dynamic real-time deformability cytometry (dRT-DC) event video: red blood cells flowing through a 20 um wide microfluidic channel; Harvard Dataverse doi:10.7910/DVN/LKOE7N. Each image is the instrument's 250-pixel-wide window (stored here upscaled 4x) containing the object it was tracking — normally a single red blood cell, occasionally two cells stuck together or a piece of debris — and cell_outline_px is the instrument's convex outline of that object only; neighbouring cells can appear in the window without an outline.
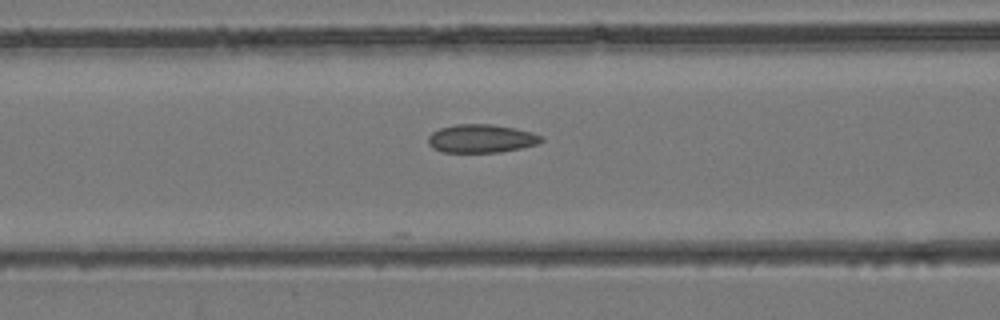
{"species": "common noctule bat (a hibernating species)", "species_latin": "Nyctalus noctula", "temperature_condition": "room temperature", "stored_images_in_passage": 23, "camera_frame_rate_fps": 3000, "um_per_image_px": 0.085, "animal": {"sex": "female", "body_mass_g": 24.6, "forearm_length_mm": 56.2}, "frame": {"image": 1, "passage_image": 18, "time_ms": 5.667, "image_size_px": [1000, 320], "cell_outline_px": [[544, 140], [536, 144], [520, 148], [500, 152], [440, 152], [432, 148], [428, 144], [428, 136], [432, 132], [440, 128], [456, 124], [492, 124], [516, 128], [532, 132], [540, 136]], "centroid_in_image_um": [40.87, 11.77], "position_along_channel_um": 125.7, "area_um2": 18.73}}
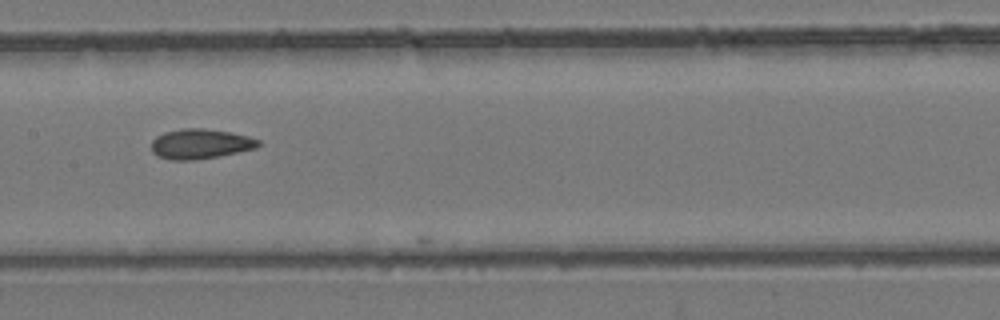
{"frame": {"image": 2, "passage_image": 22, "time_ms": 7.0, "image_size_px": [1000, 320], "cell_outline_px": [[260, 144], [256, 148], [196, 160], [172, 160], [156, 156], [152, 152], [152, 140], [156, 136], [164, 132], [180, 128], [204, 128], [228, 132], [248, 136], [260, 140]], "centroid_in_image_um": [16.98, 12.22], "position_along_channel_um": 190.4, "area_um2": 18.61}}